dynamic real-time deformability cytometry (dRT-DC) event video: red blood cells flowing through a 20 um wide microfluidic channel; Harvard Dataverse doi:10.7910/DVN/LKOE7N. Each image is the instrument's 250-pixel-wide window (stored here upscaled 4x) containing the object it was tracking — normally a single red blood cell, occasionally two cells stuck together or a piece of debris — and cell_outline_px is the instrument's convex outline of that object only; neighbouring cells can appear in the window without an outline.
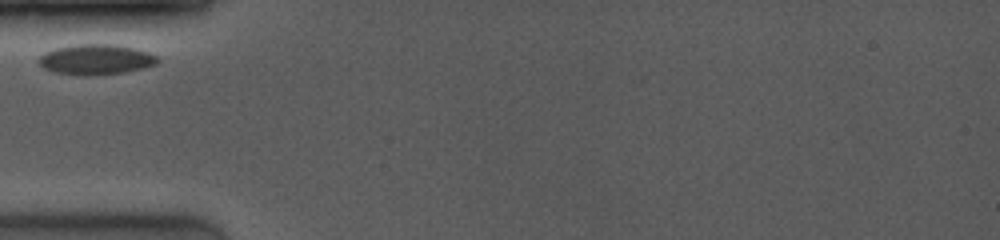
{"species": "common noctule bat (a hibernating species)", "species_latin": "Nyctalus noctula", "temperature_condition": "room temperature", "stored_images_in_passage": 11, "camera_frame_rate_fps": 4000, "um_per_image_px": 0.085, "animal": {"sex": "female", "body_mass_g": 19.0, "forearm_length_mm": 53.3}, "frame": {"image": 1, "passage_image": 1, "time_ms": 0.0, "image_size_px": [1000, 240], "cell_outline_px": [[160, 60], [156, 64], [144, 68], [124, 72], [80, 76], [52, 72], [44, 68], [40, 64], [40, 56], [44, 52], [56, 48], [76, 44], [116, 44], [148, 52], [156, 56]], "centroid_in_image_um": [8.15, 5.06], "position_along_channel_um": 76.9, "area_um2": 20.92}}